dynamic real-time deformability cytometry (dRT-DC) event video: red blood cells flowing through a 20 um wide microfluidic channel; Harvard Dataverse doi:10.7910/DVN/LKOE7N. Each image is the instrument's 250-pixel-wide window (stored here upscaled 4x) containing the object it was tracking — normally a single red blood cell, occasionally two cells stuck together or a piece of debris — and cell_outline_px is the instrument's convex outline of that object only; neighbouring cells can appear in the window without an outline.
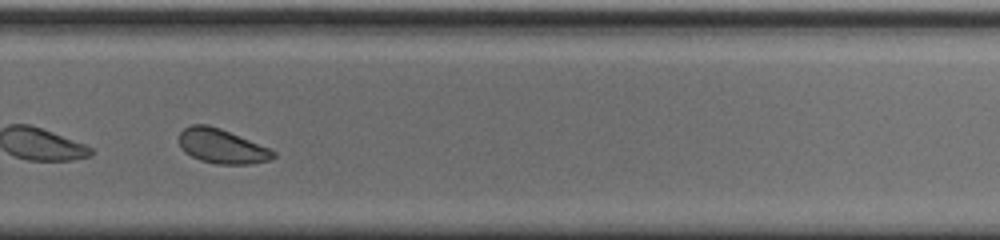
{"species": "common noctule bat (a hibernating species)", "species_latin": "Nyctalus noctula", "temperature_condition": "cold", "stored_images_in_passage": 38, "camera_frame_rate_fps": 3000, "um_per_image_px": 0.085, "animal": {"sex": "male", "body_mass_g": 20.0, "forearm_length_mm": 53.3}, "frame": {"image": 1, "passage_image": 28, "time_ms": 9.0, "image_size_px": [1000, 240], "cell_outline_px": [[272, 156], [264, 160], [204, 160], [188, 152], [184, 148], [180, 140], [180, 136], [188, 128], [216, 128], [236, 136], [264, 148], [272, 152]], "centroid_in_image_um": [18.77, 12.39], "position_along_channel_um": 311.0, "area_um2": 15.03}}